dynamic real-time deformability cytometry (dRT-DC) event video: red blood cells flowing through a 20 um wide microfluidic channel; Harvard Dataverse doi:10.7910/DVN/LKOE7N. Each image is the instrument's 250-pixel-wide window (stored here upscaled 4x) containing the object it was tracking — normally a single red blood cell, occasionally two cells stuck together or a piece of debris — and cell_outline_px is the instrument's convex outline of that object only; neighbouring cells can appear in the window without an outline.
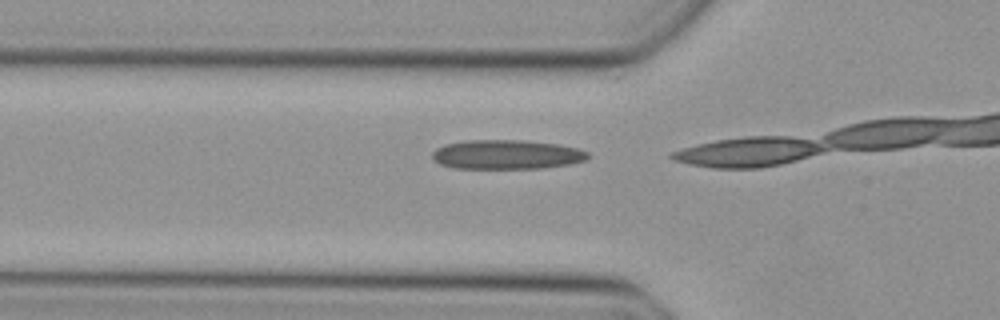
{"species": "Egyptian fruit bat (a non-hibernating species)", "species_latin": "Rousettus aegyptiacus", "temperature_condition": "cold", "stored_images_in_passage": 5, "camera_frame_rate_fps": 3000, "um_per_image_px": 0.085, "animal": {"sex": "female"}, "frame": {"image": 1, "passage_image": 4, "time_ms": 1.0, "image_size_px": [1000, 320], "cell_outline_px": [[592, 156], [584, 160], [572, 164], [540, 168], [456, 168], [440, 164], [432, 160], [432, 152], [436, 148], [444, 144], [464, 140], [524, 140], [560, 144], [576, 148], [588, 152]], "centroid_in_image_um": [43.06, 13.13], "position_along_channel_um": 82.7, "area_um2": 26.82}}